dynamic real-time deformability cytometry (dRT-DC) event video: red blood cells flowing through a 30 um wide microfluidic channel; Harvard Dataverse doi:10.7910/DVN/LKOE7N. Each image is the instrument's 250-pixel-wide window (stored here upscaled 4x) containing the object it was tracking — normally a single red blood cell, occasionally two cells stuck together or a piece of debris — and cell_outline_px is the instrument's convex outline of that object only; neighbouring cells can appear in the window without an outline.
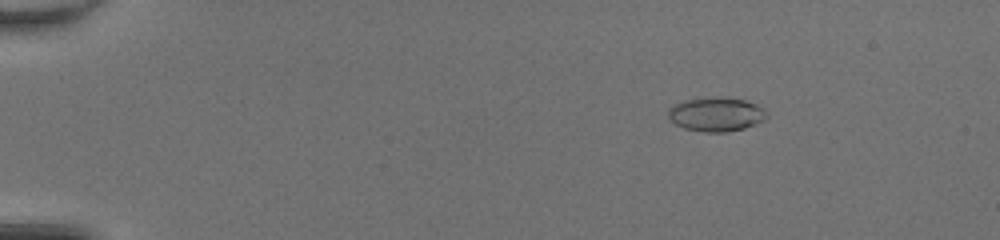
{"species": "common noctule bat (a hibernating species)", "species_latin": "Nyctalus noctula", "temperature_condition": "room temperature", "stored_images_in_passage": 51, "camera_frame_rate_fps": 3000, "um_per_image_px": 0.085, "animal": {"sex": "female", "body_mass_g": 20.0, "forearm_length_mm": 54.0}, "frame": {"image": 1, "passage_image": 9, "time_ms": 2.667, "image_size_px": [1000, 240], "cell_outline_px": [[768, 116], [764, 120], [756, 124], [744, 128], [728, 132], [704, 132], [684, 128], [676, 124], [668, 116], [668, 108], [684, 100], [744, 100], [756, 104], [764, 108], [768, 112]], "centroid_in_image_um": [60.91, 9.77], "position_along_channel_um": 24.1, "area_um2": 18.79}}
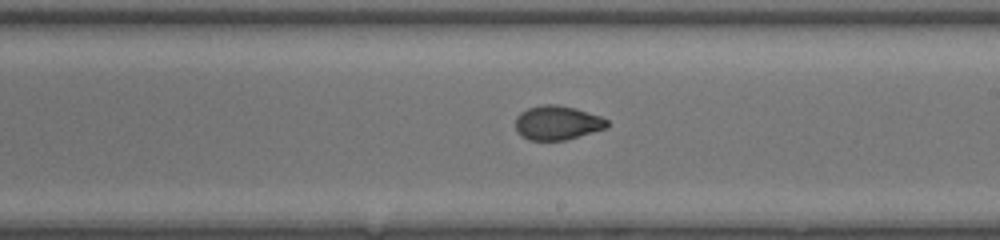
{"frame": {"image": 2, "passage_image": 32, "time_ms": 10.333, "image_size_px": [1000, 240], "cell_outline_px": [[608, 128], [564, 140], [528, 140], [520, 136], [516, 132], [516, 116], [520, 112], [528, 108], [544, 104], [556, 104], [576, 108], [600, 116], [608, 120]], "centroid_in_image_um": [47.35, 10.44], "position_along_channel_um": 241.6, "area_um2": 18.38}}
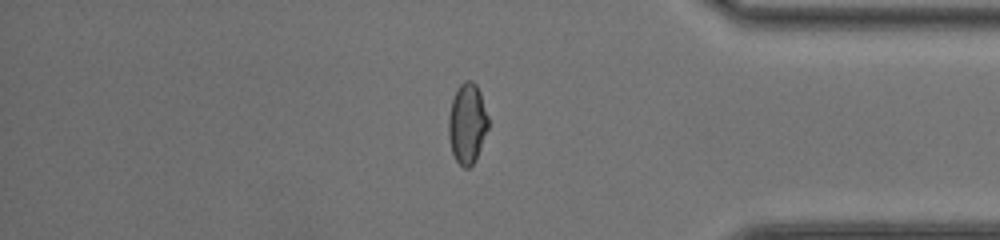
{"frame": {"image": 3, "passage_image": 44, "time_ms": 14.333, "image_size_px": [1000, 240], "cell_outline_px": [[488, 128], [476, 160], [468, 168], [464, 168], [456, 160], [452, 152], [448, 136], [448, 116], [452, 100], [456, 88], [464, 80], [472, 80], [476, 84], [480, 92], [488, 116]], "centroid_in_image_um": [39.7, 10.48], "position_along_channel_um": 395.5, "area_um2": 18.73}, "authors_computed_cell_mechanics": {"area_um2": 18.8428, "velocity_mm_per_s": 4.2859, "shape_relaxation_time_tau1_ms": null, "shape_relaxation_time_tau2_ms": 1.0761, "deformation_change_tau1": null, "deformation_change_tau2": 0.0543}}